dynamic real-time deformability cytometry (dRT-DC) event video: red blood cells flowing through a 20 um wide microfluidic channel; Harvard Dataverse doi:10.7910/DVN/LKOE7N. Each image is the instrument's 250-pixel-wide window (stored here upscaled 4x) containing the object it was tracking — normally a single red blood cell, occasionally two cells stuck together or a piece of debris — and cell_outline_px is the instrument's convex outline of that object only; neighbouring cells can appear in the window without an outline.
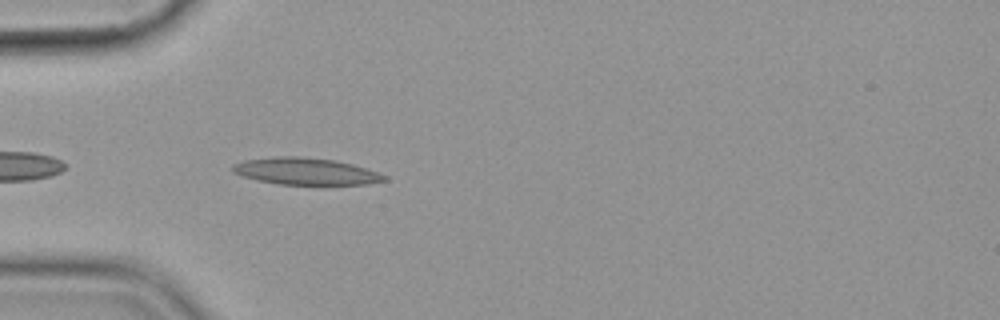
{"species": "common noctule bat (a hibernating species)", "species_latin": "Nyctalus noctula", "temperature_condition": "cold", "stored_images_in_passage": 37, "camera_frame_rate_fps": 3000, "um_per_image_px": 0.085, "animal": {"sex": "female", "body_mass_g": 19.9}, "frame": {"image": 1, "passage_image": 3, "time_ms": 0.667, "image_size_px": [1000, 320], "cell_outline_px": [[388, 180], [368, 184], [280, 184], [256, 180], [232, 172], [232, 164], [244, 160], [276, 156], [300, 156], [336, 160], [352, 164], [380, 172], [388, 176]], "centroid_in_image_um": [26.01, 14.55], "position_along_channel_um": 59.0, "area_um2": 23.87}}
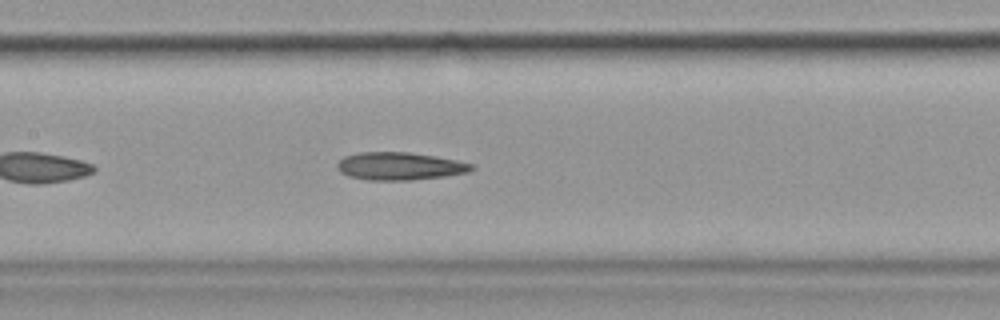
{"frame": {"image": 2, "passage_image": 13, "time_ms": 4.0, "image_size_px": [1000, 320], "cell_outline_px": [[476, 168], [468, 172], [444, 176], [412, 180], [368, 180], [348, 176], [340, 172], [336, 168], [336, 164], [344, 156], [360, 152], [408, 152], [456, 160], [476, 164]], "centroid_in_image_um": [33.97, 14.12], "position_along_channel_um": 173.4, "area_um2": 21.79}}
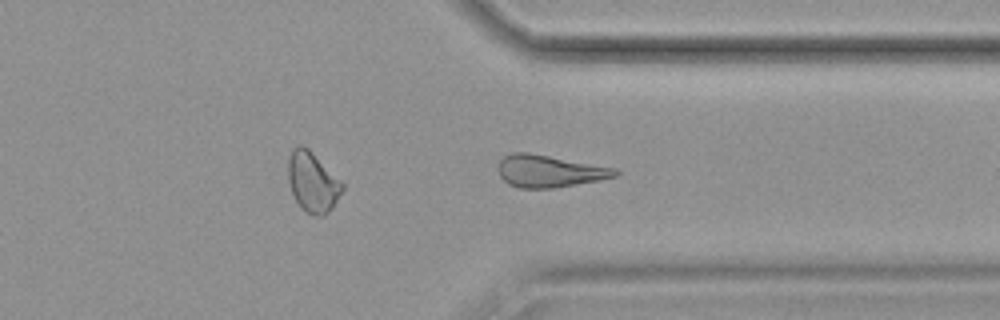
{"frame": {"image": 3, "passage_image": 29, "time_ms": 9.333, "image_size_px": [1000, 320], "cell_outline_px": [[620, 172], [616, 176], [600, 180], [552, 188], [520, 188], [508, 184], [500, 176], [500, 160], [504, 156], [512, 152], [528, 152], [616, 168]], "centroid_in_image_um": [46.71, 14.54], "position_along_channel_um": 364.7, "area_um2": 21.73}}